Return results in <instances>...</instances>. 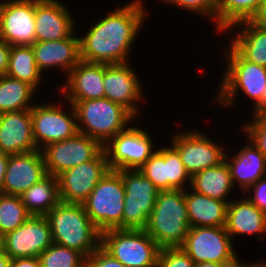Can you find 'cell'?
I'll return each mask as SVG.
<instances>
[{"instance_id": "bcb514c9", "label": "cell", "mask_w": 266, "mask_h": 267, "mask_svg": "<svg viewBox=\"0 0 266 267\" xmlns=\"http://www.w3.org/2000/svg\"><path fill=\"white\" fill-rule=\"evenodd\" d=\"M11 260L4 251H0V267H11Z\"/></svg>"}, {"instance_id": "3957f363", "label": "cell", "mask_w": 266, "mask_h": 267, "mask_svg": "<svg viewBox=\"0 0 266 267\" xmlns=\"http://www.w3.org/2000/svg\"><path fill=\"white\" fill-rule=\"evenodd\" d=\"M45 216L50 224L53 243L76 250L85 258L100 247L101 233L83 204L60 201Z\"/></svg>"}, {"instance_id": "d590c367", "label": "cell", "mask_w": 266, "mask_h": 267, "mask_svg": "<svg viewBox=\"0 0 266 267\" xmlns=\"http://www.w3.org/2000/svg\"><path fill=\"white\" fill-rule=\"evenodd\" d=\"M250 119L240 125V130L266 158V115L250 116Z\"/></svg>"}, {"instance_id": "d6986e66", "label": "cell", "mask_w": 266, "mask_h": 267, "mask_svg": "<svg viewBox=\"0 0 266 267\" xmlns=\"http://www.w3.org/2000/svg\"><path fill=\"white\" fill-rule=\"evenodd\" d=\"M73 18L70 7L62 1L35 0L36 42L56 41L71 36L77 28V21Z\"/></svg>"}, {"instance_id": "7bdbcfd3", "label": "cell", "mask_w": 266, "mask_h": 267, "mask_svg": "<svg viewBox=\"0 0 266 267\" xmlns=\"http://www.w3.org/2000/svg\"><path fill=\"white\" fill-rule=\"evenodd\" d=\"M9 154L0 152V193L3 194L4 176L8 164Z\"/></svg>"}, {"instance_id": "4fadbf2b", "label": "cell", "mask_w": 266, "mask_h": 267, "mask_svg": "<svg viewBox=\"0 0 266 267\" xmlns=\"http://www.w3.org/2000/svg\"><path fill=\"white\" fill-rule=\"evenodd\" d=\"M104 146L96 139L78 133L72 138L51 143L41 151L47 174L57 177L64 171L95 159Z\"/></svg>"}, {"instance_id": "8992f818", "label": "cell", "mask_w": 266, "mask_h": 267, "mask_svg": "<svg viewBox=\"0 0 266 267\" xmlns=\"http://www.w3.org/2000/svg\"><path fill=\"white\" fill-rule=\"evenodd\" d=\"M125 187L121 174L110 169L82 203L97 230H122Z\"/></svg>"}, {"instance_id": "277c9868", "label": "cell", "mask_w": 266, "mask_h": 267, "mask_svg": "<svg viewBox=\"0 0 266 267\" xmlns=\"http://www.w3.org/2000/svg\"><path fill=\"white\" fill-rule=\"evenodd\" d=\"M190 229L185 190L159 191L146 233L160 249L181 247Z\"/></svg>"}, {"instance_id": "f35d334b", "label": "cell", "mask_w": 266, "mask_h": 267, "mask_svg": "<svg viewBox=\"0 0 266 267\" xmlns=\"http://www.w3.org/2000/svg\"><path fill=\"white\" fill-rule=\"evenodd\" d=\"M86 267H125L101 246L86 258Z\"/></svg>"}, {"instance_id": "74e56055", "label": "cell", "mask_w": 266, "mask_h": 267, "mask_svg": "<svg viewBox=\"0 0 266 267\" xmlns=\"http://www.w3.org/2000/svg\"><path fill=\"white\" fill-rule=\"evenodd\" d=\"M266 214V175L249 187L244 195Z\"/></svg>"}, {"instance_id": "44dd1931", "label": "cell", "mask_w": 266, "mask_h": 267, "mask_svg": "<svg viewBox=\"0 0 266 267\" xmlns=\"http://www.w3.org/2000/svg\"><path fill=\"white\" fill-rule=\"evenodd\" d=\"M77 30L67 38L56 41L35 42L31 47L35 62L43 73L54 71L64 72L65 78L69 72L81 61L80 38ZM54 68V69H53Z\"/></svg>"}, {"instance_id": "ac0fdd59", "label": "cell", "mask_w": 266, "mask_h": 267, "mask_svg": "<svg viewBox=\"0 0 266 267\" xmlns=\"http://www.w3.org/2000/svg\"><path fill=\"white\" fill-rule=\"evenodd\" d=\"M138 170L160 191L186 190L191 184V177L178 152L169 144L157 146L154 154Z\"/></svg>"}, {"instance_id": "9c48e42d", "label": "cell", "mask_w": 266, "mask_h": 267, "mask_svg": "<svg viewBox=\"0 0 266 267\" xmlns=\"http://www.w3.org/2000/svg\"><path fill=\"white\" fill-rule=\"evenodd\" d=\"M201 131L197 127L188 130L184 128V131L175 132L170 137V145L178 152L190 177L225 161L226 145H220L218 140L216 143L215 138Z\"/></svg>"}, {"instance_id": "5bb4252c", "label": "cell", "mask_w": 266, "mask_h": 267, "mask_svg": "<svg viewBox=\"0 0 266 267\" xmlns=\"http://www.w3.org/2000/svg\"><path fill=\"white\" fill-rule=\"evenodd\" d=\"M140 79L130 62L104 64V97L126 108L136 119L141 118L139 114L143 109L139 103H143L146 96Z\"/></svg>"}, {"instance_id": "b9f144b4", "label": "cell", "mask_w": 266, "mask_h": 267, "mask_svg": "<svg viewBox=\"0 0 266 267\" xmlns=\"http://www.w3.org/2000/svg\"><path fill=\"white\" fill-rule=\"evenodd\" d=\"M11 267H41V264L38 257H24L12 259Z\"/></svg>"}, {"instance_id": "f1b7e54d", "label": "cell", "mask_w": 266, "mask_h": 267, "mask_svg": "<svg viewBox=\"0 0 266 267\" xmlns=\"http://www.w3.org/2000/svg\"><path fill=\"white\" fill-rule=\"evenodd\" d=\"M20 197L31 215L45 216L60 202L58 178L47 174Z\"/></svg>"}, {"instance_id": "d6a6232c", "label": "cell", "mask_w": 266, "mask_h": 267, "mask_svg": "<svg viewBox=\"0 0 266 267\" xmlns=\"http://www.w3.org/2000/svg\"><path fill=\"white\" fill-rule=\"evenodd\" d=\"M30 216L20 196L0 193V232L3 235L17 229Z\"/></svg>"}, {"instance_id": "8d00e7d4", "label": "cell", "mask_w": 266, "mask_h": 267, "mask_svg": "<svg viewBox=\"0 0 266 267\" xmlns=\"http://www.w3.org/2000/svg\"><path fill=\"white\" fill-rule=\"evenodd\" d=\"M196 263L181 248H162L159 251L156 267H195Z\"/></svg>"}, {"instance_id": "60d3db41", "label": "cell", "mask_w": 266, "mask_h": 267, "mask_svg": "<svg viewBox=\"0 0 266 267\" xmlns=\"http://www.w3.org/2000/svg\"><path fill=\"white\" fill-rule=\"evenodd\" d=\"M250 23L266 28V0L258 6L255 14L249 20Z\"/></svg>"}, {"instance_id": "603a6c76", "label": "cell", "mask_w": 266, "mask_h": 267, "mask_svg": "<svg viewBox=\"0 0 266 267\" xmlns=\"http://www.w3.org/2000/svg\"><path fill=\"white\" fill-rule=\"evenodd\" d=\"M38 150L32 128L31 109L0 114V152L21 154Z\"/></svg>"}, {"instance_id": "f6af8a7d", "label": "cell", "mask_w": 266, "mask_h": 267, "mask_svg": "<svg viewBox=\"0 0 266 267\" xmlns=\"http://www.w3.org/2000/svg\"><path fill=\"white\" fill-rule=\"evenodd\" d=\"M242 263H214V262H200L195 267H238Z\"/></svg>"}, {"instance_id": "6da1fadb", "label": "cell", "mask_w": 266, "mask_h": 267, "mask_svg": "<svg viewBox=\"0 0 266 267\" xmlns=\"http://www.w3.org/2000/svg\"><path fill=\"white\" fill-rule=\"evenodd\" d=\"M144 2L128 1L94 20L79 37L81 60L105 65L130 62L132 46L148 20Z\"/></svg>"}, {"instance_id": "5b68a950", "label": "cell", "mask_w": 266, "mask_h": 267, "mask_svg": "<svg viewBox=\"0 0 266 267\" xmlns=\"http://www.w3.org/2000/svg\"><path fill=\"white\" fill-rule=\"evenodd\" d=\"M68 102L74 107L79 133L98 140L103 146L136 120L126 108L105 97Z\"/></svg>"}, {"instance_id": "2e32d148", "label": "cell", "mask_w": 266, "mask_h": 267, "mask_svg": "<svg viewBox=\"0 0 266 267\" xmlns=\"http://www.w3.org/2000/svg\"><path fill=\"white\" fill-rule=\"evenodd\" d=\"M0 38L10 46L36 42L35 0L0 1Z\"/></svg>"}, {"instance_id": "ffe728a7", "label": "cell", "mask_w": 266, "mask_h": 267, "mask_svg": "<svg viewBox=\"0 0 266 267\" xmlns=\"http://www.w3.org/2000/svg\"><path fill=\"white\" fill-rule=\"evenodd\" d=\"M46 175L41 150L10 154L4 176L3 194L20 196Z\"/></svg>"}, {"instance_id": "8fae6325", "label": "cell", "mask_w": 266, "mask_h": 267, "mask_svg": "<svg viewBox=\"0 0 266 267\" xmlns=\"http://www.w3.org/2000/svg\"><path fill=\"white\" fill-rule=\"evenodd\" d=\"M181 248L196 264L244 262L225 227H190Z\"/></svg>"}, {"instance_id": "f546056e", "label": "cell", "mask_w": 266, "mask_h": 267, "mask_svg": "<svg viewBox=\"0 0 266 267\" xmlns=\"http://www.w3.org/2000/svg\"><path fill=\"white\" fill-rule=\"evenodd\" d=\"M36 91L29 83L7 75L0 76V114L31 109L37 100Z\"/></svg>"}, {"instance_id": "d4e9b609", "label": "cell", "mask_w": 266, "mask_h": 267, "mask_svg": "<svg viewBox=\"0 0 266 267\" xmlns=\"http://www.w3.org/2000/svg\"><path fill=\"white\" fill-rule=\"evenodd\" d=\"M226 231L234 240L237 236H266V214L259 210L246 196L233 197L227 206Z\"/></svg>"}, {"instance_id": "7a4b0ae2", "label": "cell", "mask_w": 266, "mask_h": 267, "mask_svg": "<svg viewBox=\"0 0 266 267\" xmlns=\"http://www.w3.org/2000/svg\"><path fill=\"white\" fill-rule=\"evenodd\" d=\"M225 45L222 56L226 60H222L225 68L221 70L222 76L212 103H219L221 110L222 107L228 109L235 106V102L240 100L236 98L243 93L253 101V109L261 101L266 87V67L245 60L229 43Z\"/></svg>"}, {"instance_id": "ab89813d", "label": "cell", "mask_w": 266, "mask_h": 267, "mask_svg": "<svg viewBox=\"0 0 266 267\" xmlns=\"http://www.w3.org/2000/svg\"><path fill=\"white\" fill-rule=\"evenodd\" d=\"M10 49L11 46L0 38V76L5 75L8 70Z\"/></svg>"}, {"instance_id": "30bf717a", "label": "cell", "mask_w": 266, "mask_h": 267, "mask_svg": "<svg viewBox=\"0 0 266 267\" xmlns=\"http://www.w3.org/2000/svg\"><path fill=\"white\" fill-rule=\"evenodd\" d=\"M117 171L125 187L122 230H145L160 190L137 169Z\"/></svg>"}, {"instance_id": "c3c4849f", "label": "cell", "mask_w": 266, "mask_h": 267, "mask_svg": "<svg viewBox=\"0 0 266 267\" xmlns=\"http://www.w3.org/2000/svg\"><path fill=\"white\" fill-rule=\"evenodd\" d=\"M4 235L0 232V251H3Z\"/></svg>"}, {"instance_id": "484cf974", "label": "cell", "mask_w": 266, "mask_h": 267, "mask_svg": "<svg viewBox=\"0 0 266 267\" xmlns=\"http://www.w3.org/2000/svg\"><path fill=\"white\" fill-rule=\"evenodd\" d=\"M226 33L232 34L231 38H227V42L245 60L266 67V28L242 21L228 28L223 34Z\"/></svg>"}, {"instance_id": "1f68e13d", "label": "cell", "mask_w": 266, "mask_h": 267, "mask_svg": "<svg viewBox=\"0 0 266 267\" xmlns=\"http://www.w3.org/2000/svg\"><path fill=\"white\" fill-rule=\"evenodd\" d=\"M263 0H216V33L222 34L231 26L249 21Z\"/></svg>"}, {"instance_id": "ee69618b", "label": "cell", "mask_w": 266, "mask_h": 267, "mask_svg": "<svg viewBox=\"0 0 266 267\" xmlns=\"http://www.w3.org/2000/svg\"><path fill=\"white\" fill-rule=\"evenodd\" d=\"M251 116L266 115V87L264 89L261 101L252 109Z\"/></svg>"}, {"instance_id": "9a60e30c", "label": "cell", "mask_w": 266, "mask_h": 267, "mask_svg": "<svg viewBox=\"0 0 266 267\" xmlns=\"http://www.w3.org/2000/svg\"><path fill=\"white\" fill-rule=\"evenodd\" d=\"M109 170L107 155L103 150L95 159L59 174L60 201L82 204Z\"/></svg>"}, {"instance_id": "4dcf8cb0", "label": "cell", "mask_w": 266, "mask_h": 267, "mask_svg": "<svg viewBox=\"0 0 266 267\" xmlns=\"http://www.w3.org/2000/svg\"><path fill=\"white\" fill-rule=\"evenodd\" d=\"M5 75L29 83L37 91L44 85L41 79L45 78L35 62L31 46H11Z\"/></svg>"}, {"instance_id": "681fc988", "label": "cell", "mask_w": 266, "mask_h": 267, "mask_svg": "<svg viewBox=\"0 0 266 267\" xmlns=\"http://www.w3.org/2000/svg\"><path fill=\"white\" fill-rule=\"evenodd\" d=\"M238 267H252L248 262H243L240 266Z\"/></svg>"}, {"instance_id": "e575fe53", "label": "cell", "mask_w": 266, "mask_h": 267, "mask_svg": "<svg viewBox=\"0 0 266 267\" xmlns=\"http://www.w3.org/2000/svg\"><path fill=\"white\" fill-rule=\"evenodd\" d=\"M163 4L177 7L185 12L197 14L204 19H212L215 24L216 0H157ZM200 14V15H199ZM207 17V18H206Z\"/></svg>"}, {"instance_id": "836d02e7", "label": "cell", "mask_w": 266, "mask_h": 267, "mask_svg": "<svg viewBox=\"0 0 266 267\" xmlns=\"http://www.w3.org/2000/svg\"><path fill=\"white\" fill-rule=\"evenodd\" d=\"M38 258L41 267H86V258L80 252L55 243Z\"/></svg>"}, {"instance_id": "e0dca14e", "label": "cell", "mask_w": 266, "mask_h": 267, "mask_svg": "<svg viewBox=\"0 0 266 267\" xmlns=\"http://www.w3.org/2000/svg\"><path fill=\"white\" fill-rule=\"evenodd\" d=\"M53 244L46 216L31 215L21 226L4 235L3 251L11 258L38 257Z\"/></svg>"}, {"instance_id": "ba28073f", "label": "cell", "mask_w": 266, "mask_h": 267, "mask_svg": "<svg viewBox=\"0 0 266 267\" xmlns=\"http://www.w3.org/2000/svg\"><path fill=\"white\" fill-rule=\"evenodd\" d=\"M39 103L41 104L37 103L31 108L33 137L38 150L79 133L74 107L66 100L63 102L62 96L60 101H55V104L53 102L42 104V101Z\"/></svg>"}, {"instance_id": "7402d4cb", "label": "cell", "mask_w": 266, "mask_h": 267, "mask_svg": "<svg viewBox=\"0 0 266 267\" xmlns=\"http://www.w3.org/2000/svg\"><path fill=\"white\" fill-rule=\"evenodd\" d=\"M58 90L66 101L104 98V64L80 61L63 80Z\"/></svg>"}, {"instance_id": "83f0119b", "label": "cell", "mask_w": 266, "mask_h": 267, "mask_svg": "<svg viewBox=\"0 0 266 267\" xmlns=\"http://www.w3.org/2000/svg\"><path fill=\"white\" fill-rule=\"evenodd\" d=\"M229 166L224 161L220 165L207 168L191 177L190 189L208 197L229 203V195L234 190Z\"/></svg>"}, {"instance_id": "52a82bcc", "label": "cell", "mask_w": 266, "mask_h": 267, "mask_svg": "<svg viewBox=\"0 0 266 267\" xmlns=\"http://www.w3.org/2000/svg\"><path fill=\"white\" fill-rule=\"evenodd\" d=\"M100 246L125 267H156L160 251L145 230L104 231Z\"/></svg>"}, {"instance_id": "cb8c5ba5", "label": "cell", "mask_w": 266, "mask_h": 267, "mask_svg": "<svg viewBox=\"0 0 266 267\" xmlns=\"http://www.w3.org/2000/svg\"><path fill=\"white\" fill-rule=\"evenodd\" d=\"M246 140L245 146L239 147L237 152L234 150L235 154L230 152L229 155L227 150L225 155L233 185L235 189H241L242 193L266 175L265 156L249 138L246 137Z\"/></svg>"}, {"instance_id": "4316f807", "label": "cell", "mask_w": 266, "mask_h": 267, "mask_svg": "<svg viewBox=\"0 0 266 267\" xmlns=\"http://www.w3.org/2000/svg\"><path fill=\"white\" fill-rule=\"evenodd\" d=\"M185 202L190 227H225L227 206L221 201L190 190H185Z\"/></svg>"}, {"instance_id": "7c38bea8", "label": "cell", "mask_w": 266, "mask_h": 267, "mask_svg": "<svg viewBox=\"0 0 266 267\" xmlns=\"http://www.w3.org/2000/svg\"><path fill=\"white\" fill-rule=\"evenodd\" d=\"M147 130L130 125L114 136L104 150L110 169H139L157 150Z\"/></svg>"}, {"instance_id": "7dc6e473", "label": "cell", "mask_w": 266, "mask_h": 267, "mask_svg": "<svg viewBox=\"0 0 266 267\" xmlns=\"http://www.w3.org/2000/svg\"><path fill=\"white\" fill-rule=\"evenodd\" d=\"M252 267H266V261H264L262 259V261L260 259H256V261H250L248 262Z\"/></svg>"}]
</instances>
